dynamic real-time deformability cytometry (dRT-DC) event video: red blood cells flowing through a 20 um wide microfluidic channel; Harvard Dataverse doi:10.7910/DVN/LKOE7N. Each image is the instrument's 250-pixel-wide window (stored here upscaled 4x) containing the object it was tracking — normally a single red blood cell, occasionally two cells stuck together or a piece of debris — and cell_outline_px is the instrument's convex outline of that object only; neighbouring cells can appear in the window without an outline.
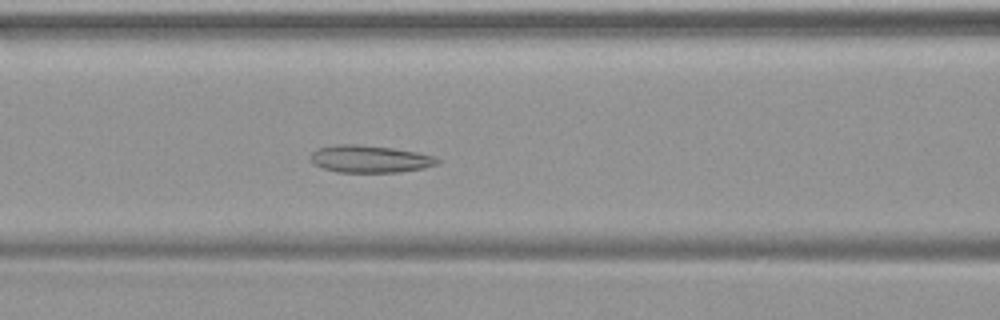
{"species": "common noctule bat (a hibernating species)", "species_latin": "Nyctalus noctula", "temperature_condition": "warm", "stored_images_in_passage": 29, "camera_frame_rate_fps": 3000, "um_per_image_px": 0.085, "animal": {"sex": "female", "body_mass_g": 19.9}, "frame": {"image": 1, "passage_image": 9, "time_ms": 2.667, "image_size_px": [1000, 320], "cell_outline_px": [[444, 160], [440, 164], [424, 168], [396, 172], [336, 172], [312, 164], [308, 156], [316, 148], [336, 144], [360, 144], [392, 148], [416, 152], [436, 156]], "centroid_in_image_um": [31.44, 13.5], "position_along_channel_um": 135.2, "area_um2": 20.58}}
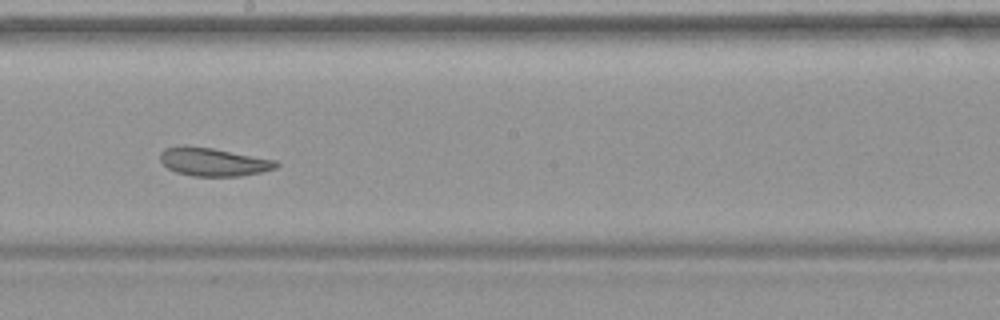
{"frame": {"image": 2, "passage_image": 16, "time_ms": 5.0, "image_size_px": [1000, 320], "cell_outline_px": [[280, 164], [276, 168], [260, 172], [240, 176], [192, 176], [176, 172], [168, 168], [160, 160], [160, 152], [164, 148], [184, 144], [212, 148], [276, 160]], "centroid_in_image_um": [18.1, 13.75], "position_along_channel_um": 230.1, "area_um2": 19.19}}
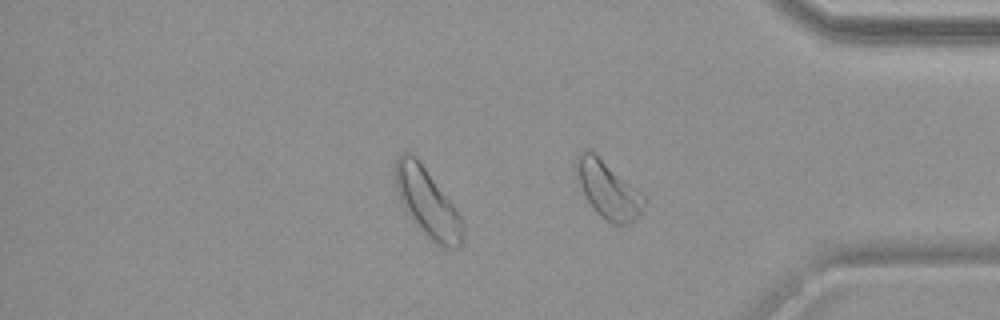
{"frame": {"image": 3, "passage_image": 28, "time_ms": 9.0, "image_size_px": [1000, 320], "cell_outline_px": [[464, 236], [460, 248], [444, 248], [432, 240], [412, 220], [404, 208], [400, 200], [396, 188], [396, 156], [400, 152], [412, 152], [416, 156], [456, 208], [464, 224]], "centroid_in_image_um": [36.35, 17.22], "position_along_channel_um": 398.9, "area_um2": 26.76}}